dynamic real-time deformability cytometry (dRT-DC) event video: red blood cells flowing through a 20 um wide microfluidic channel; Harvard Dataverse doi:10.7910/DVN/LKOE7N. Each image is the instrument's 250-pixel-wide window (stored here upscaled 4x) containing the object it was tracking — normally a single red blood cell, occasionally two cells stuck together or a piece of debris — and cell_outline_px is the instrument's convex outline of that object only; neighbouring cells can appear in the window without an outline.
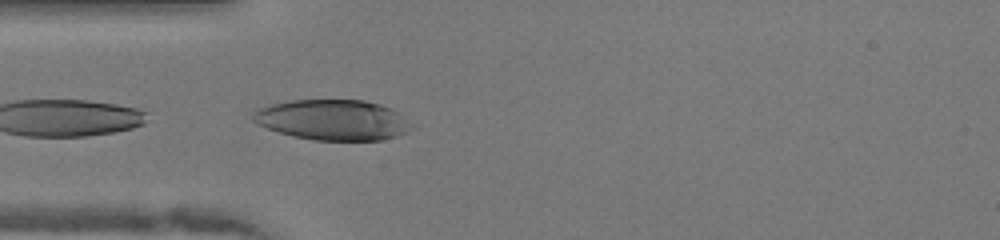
{"species": "human", "species_latin": "Homo sapiens", "temperature_condition": "warm", "stored_images_in_passage": 34, "camera_frame_rate_fps": 3000, "um_per_image_px": 0.085, "donor": {"sex": "female"}, "frame": {"image": 1, "passage_image": 13, "time_ms": 4.0, "image_size_px": [1000, 240], "cell_outline_px": [[416, 128], [396, 136], [380, 140], [312, 140], [292, 136], [256, 124], [252, 120], [252, 112], [260, 108], [272, 104], [292, 100], [364, 100], [380, 104], [396, 112], [416, 124]], "centroid_in_image_um": [28.31, 10.2], "position_along_channel_um": 56.7, "area_um2": 37.45}}
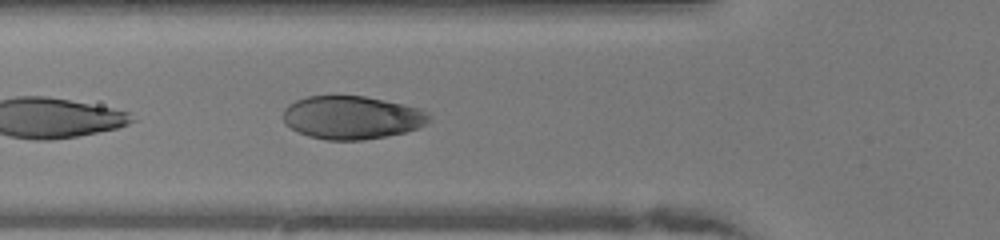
{"frame": {"image": 2, "passage_image": 16, "time_ms": 5.0, "image_size_px": [1000, 240], "cell_outline_px": [[432, 120], [428, 124], [420, 128], [404, 132], [364, 140], [328, 140], [308, 136], [284, 124], [284, 108], [288, 104], [296, 100], [308, 96], [364, 96], [404, 104], [420, 108], [432, 116]], "centroid_in_image_um": [29.95, 9.99], "position_along_channel_um": 95.9, "area_um2": 36.88}}